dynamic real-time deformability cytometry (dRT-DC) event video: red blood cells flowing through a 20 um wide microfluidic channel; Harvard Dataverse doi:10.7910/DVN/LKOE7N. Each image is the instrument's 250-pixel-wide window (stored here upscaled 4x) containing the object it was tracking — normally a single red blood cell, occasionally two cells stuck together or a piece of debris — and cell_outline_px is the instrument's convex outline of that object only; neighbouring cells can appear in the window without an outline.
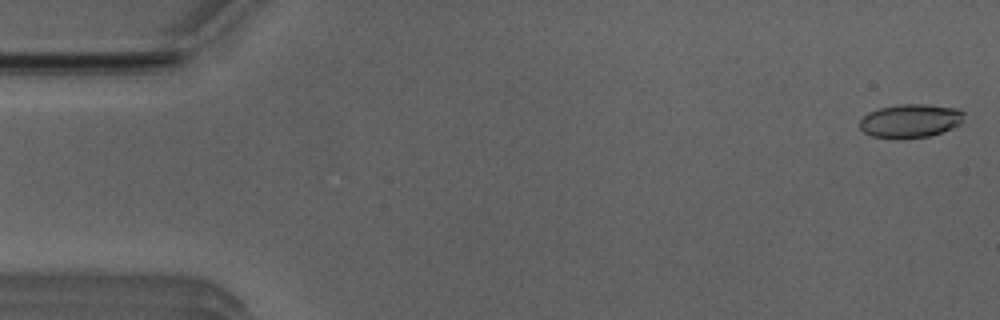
{"species": "Egyptian fruit bat (a non-hibernating species)", "species_latin": "Rousettus aegyptiacus", "temperature_condition": "room temperature", "stored_images_in_passage": 10, "camera_frame_rate_fps": 3000, "um_per_image_px": 0.085, "animal": {"sex": "male"}, "frame": {"image": 1, "passage_image": 1, "time_ms": 0.0, "image_size_px": [1000, 320], "cell_outline_px": [[964, 120], [960, 124], [940, 132], [928, 136], [872, 136], [864, 132], [860, 128], [860, 120], [868, 112], [880, 108], [900, 104], [924, 104], [960, 108], [964, 112]], "centroid_in_image_um": [77.42, 10.22], "position_along_channel_um": 7.6, "area_um2": 19.83}}